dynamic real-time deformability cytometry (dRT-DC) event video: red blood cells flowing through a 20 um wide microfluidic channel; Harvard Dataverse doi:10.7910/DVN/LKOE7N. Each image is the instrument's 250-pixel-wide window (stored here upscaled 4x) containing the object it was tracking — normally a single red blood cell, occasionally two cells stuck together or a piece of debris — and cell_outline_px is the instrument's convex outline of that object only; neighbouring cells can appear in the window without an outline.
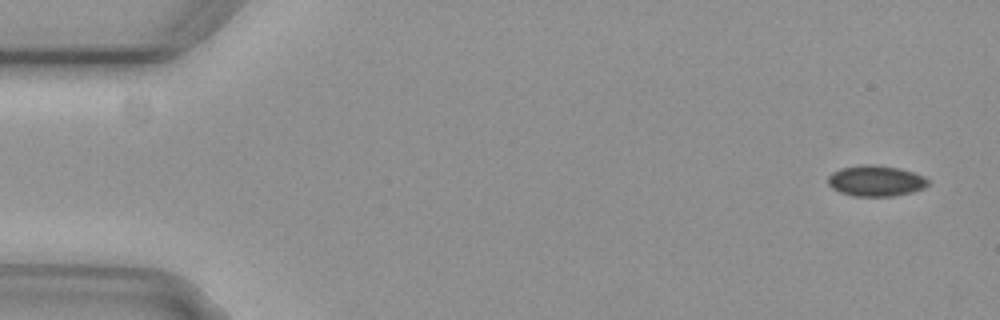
{"species": "common noctule bat (a hibernating species)", "species_latin": "Nyctalus noctula", "temperature_condition": "cold", "stored_images_in_passage": 6, "camera_frame_rate_fps": 3000, "um_per_image_px": 0.085, "animal": {"sex": "female", "body_mass_g": 29.2, "forearm_length_mm": 56.3}, "frame": {"image": 1, "passage_image": 1, "time_ms": 0.0, "image_size_px": [1000, 320], "cell_outline_px": [[928, 184], [924, 188], [912, 192], [892, 196], [852, 196], [840, 192], [832, 188], [828, 184], [828, 176], [832, 172], [840, 168], [860, 164], [872, 164], [900, 168], [924, 176], [928, 180]], "centroid_in_image_um": [74.42, 15.36], "position_along_channel_um": 10.6, "area_um2": 18.09}}
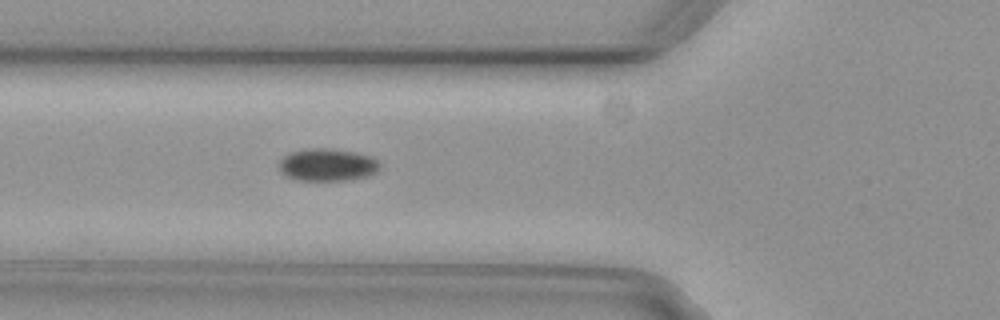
{"frame": {"image": 2, "passage_image": 6, "time_ms": 1.667, "image_size_px": [1000, 320], "cell_outline_px": [[380, 168], [376, 172], [368, 176], [348, 180], [296, 180], [284, 176], [280, 172], [280, 160], [284, 156], [292, 152], [312, 148], [324, 148], [356, 152], [372, 156], [380, 164]], "centroid_in_image_um": [27.84, 14.02], "position_along_channel_um": 98.0, "area_um2": 19.07}}